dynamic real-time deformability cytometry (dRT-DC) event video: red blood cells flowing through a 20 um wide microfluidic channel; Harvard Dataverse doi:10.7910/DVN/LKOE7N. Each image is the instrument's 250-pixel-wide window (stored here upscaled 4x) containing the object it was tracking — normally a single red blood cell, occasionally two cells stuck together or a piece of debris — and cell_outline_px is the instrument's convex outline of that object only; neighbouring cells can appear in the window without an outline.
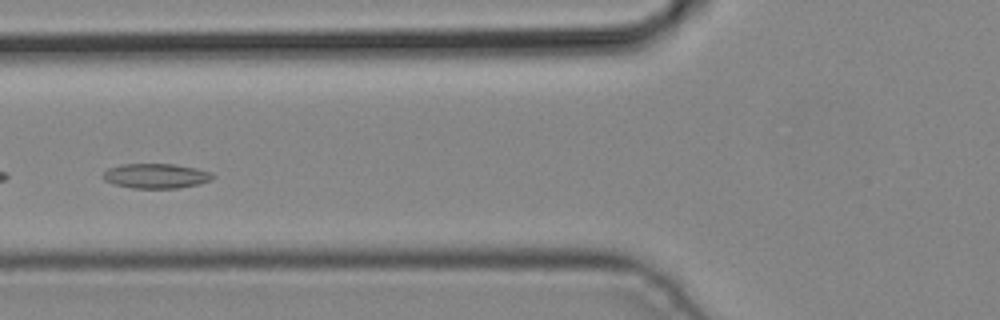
{"species": "common noctule bat (a hibernating species)", "species_latin": "Nyctalus noctula", "temperature_condition": "cold", "stored_images_in_passage": 5, "camera_frame_rate_fps": 3000, "um_per_image_px": 0.085, "animal": {"sex": "male", "body_mass_g": 19.2, "forearm_length_mm": 51.8}, "frame": {"image": 1, "passage_image": 5, "time_ms": 1.333, "image_size_px": [1000, 320], "cell_outline_px": [[216, 176], [212, 180], [200, 184], [176, 188], [132, 188], [116, 184], [104, 180], [100, 176], [108, 168], [124, 164], [172, 164], [196, 168], [212, 172]], "centroid_in_image_um": [13.29, 14.95], "position_along_channel_um": 112.5, "area_um2": 15.9}}